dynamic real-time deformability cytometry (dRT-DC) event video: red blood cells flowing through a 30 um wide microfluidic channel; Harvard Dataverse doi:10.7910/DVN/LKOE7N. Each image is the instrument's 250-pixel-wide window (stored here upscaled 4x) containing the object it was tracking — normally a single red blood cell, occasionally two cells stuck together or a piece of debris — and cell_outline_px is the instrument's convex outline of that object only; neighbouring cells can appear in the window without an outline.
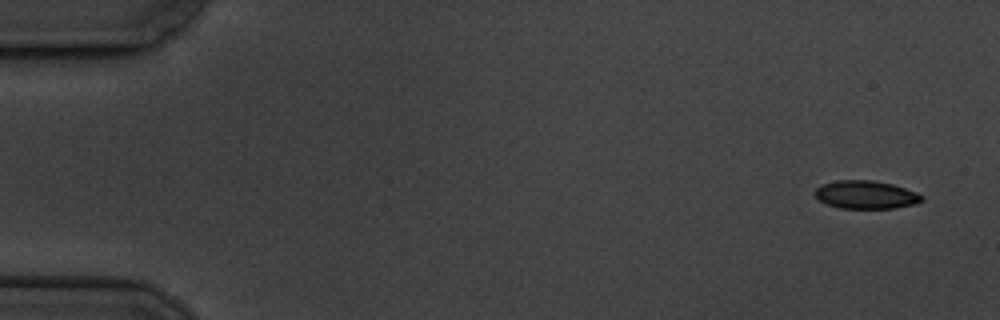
{"species": "common noctule bat (a hibernating species)", "species_latin": "Nyctalus noctula", "temperature_condition": "cold", "stored_images_in_passage": 11, "camera_frame_rate_fps": 3000, "um_per_image_px": 0.085, "animal": {"sex": "male", "body_mass_g": 19.5, "forearm_length_mm": 54.6}, "frame": {"image": 1, "passage_image": 1, "time_ms": 0.0, "image_size_px": [1000, 320], "cell_outline_px": [[924, 200], [916, 204], [896, 208], [840, 208], [828, 204], [820, 200], [812, 192], [816, 188], [824, 184], [836, 180], [872, 180], [892, 184], [916, 192], [924, 196]], "centroid_in_image_um": [73.62, 16.55], "position_along_channel_um": 11.4, "area_um2": 17.51}}
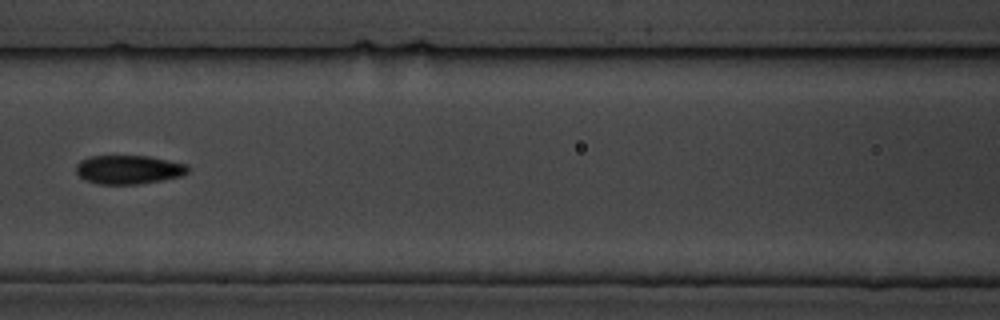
{"frame": {"image": 2, "passage_image": 7, "time_ms": 8.0, "image_size_px": [1000, 320], "cell_outline_px": [[188, 172], [180, 176], [164, 180], [140, 184], [100, 184], [84, 180], [76, 172], [76, 164], [80, 160], [88, 156], [148, 156], [188, 164]], "centroid_in_image_um": [10.92, 14.41], "position_along_channel_um": 155.7, "area_um2": 18.9}}
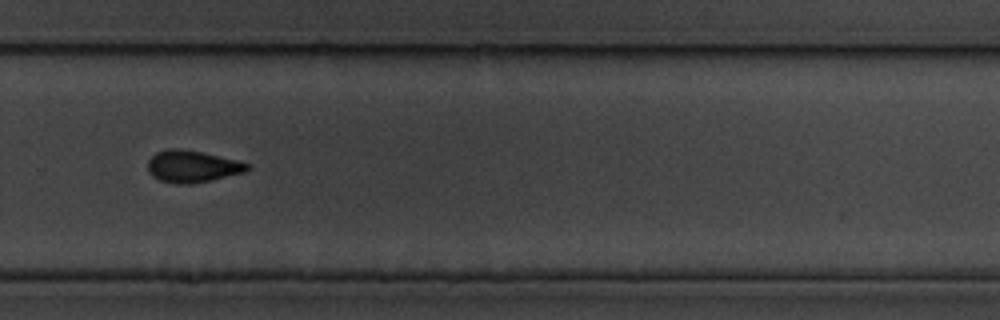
{"frame": {"image": 3, "passage_image": 11, "time_ms": 12.667, "image_size_px": [1000, 320], "cell_outline_px": [[252, 168], [248, 172], [212, 180], [192, 184], [176, 184], [160, 180], [152, 176], [148, 172], [148, 160], [156, 152], [168, 148], [180, 148], [200, 152], [236, 160], [248, 164]], "centroid_in_image_um": [16.35, 14.16], "position_along_channel_um": 313.4, "area_um2": 18.67}}